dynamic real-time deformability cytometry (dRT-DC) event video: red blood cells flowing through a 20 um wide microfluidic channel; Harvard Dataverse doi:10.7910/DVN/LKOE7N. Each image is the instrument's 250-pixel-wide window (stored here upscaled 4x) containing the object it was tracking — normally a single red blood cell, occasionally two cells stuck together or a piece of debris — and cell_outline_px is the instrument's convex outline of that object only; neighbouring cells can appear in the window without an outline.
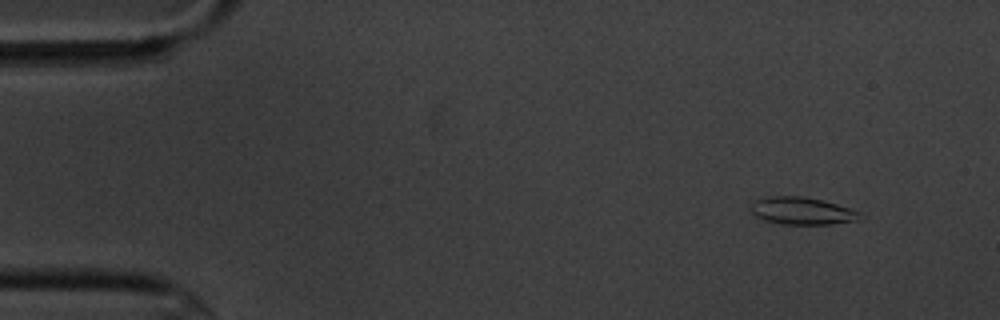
{"species": "common noctule bat (a hibernating species)", "species_latin": "Nyctalus noctula", "temperature_condition": "cold", "stored_images_in_passage": 5, "camera_frame_rate_fps": 3000, "um_per_image_px": 0.085, "animal": {"sex": "male", "body_mass_g": 20.1, "forearm_length_mm": 53.5}, "frame": {"image": 1, "passage_image": 2, "time_ms": 1.0, "image_size_px": [1000, 320], "cell_outline_px": [[860, 212], [856, 220], [832, 224], [780, 224], [764, 220], [756, 216], [752, 212], [752, 204], [756, 200], [764, 196], [804, 196], [824, 200]], "centroid_in_image_um": [68.12, 17.91], "position_along_channel_um": 16.9, "area_um2": 17.22}}
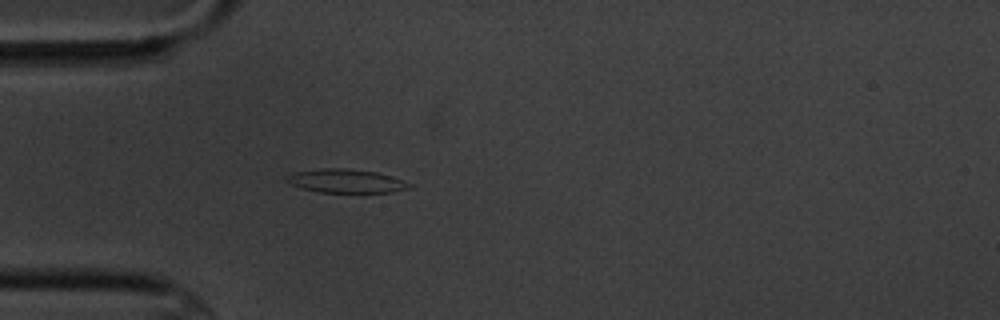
{"frame": {"image": 2, "passage_image": 5, "time_ms": 4.667, "image_size_px": [1000, 320], "cell_outline_px": [[412, 188], [392, 192], [320, 192], [304, 188], [292, 184], [284, 180], [284, 176], [296, 172], [324, 168], [344, 168], [376, 172], [392, 176], [412, 184]], "centroid_in_image_um": [29.44, 15.38], "position_along_channel_um": 55.6, "area_um2": 16.76}}